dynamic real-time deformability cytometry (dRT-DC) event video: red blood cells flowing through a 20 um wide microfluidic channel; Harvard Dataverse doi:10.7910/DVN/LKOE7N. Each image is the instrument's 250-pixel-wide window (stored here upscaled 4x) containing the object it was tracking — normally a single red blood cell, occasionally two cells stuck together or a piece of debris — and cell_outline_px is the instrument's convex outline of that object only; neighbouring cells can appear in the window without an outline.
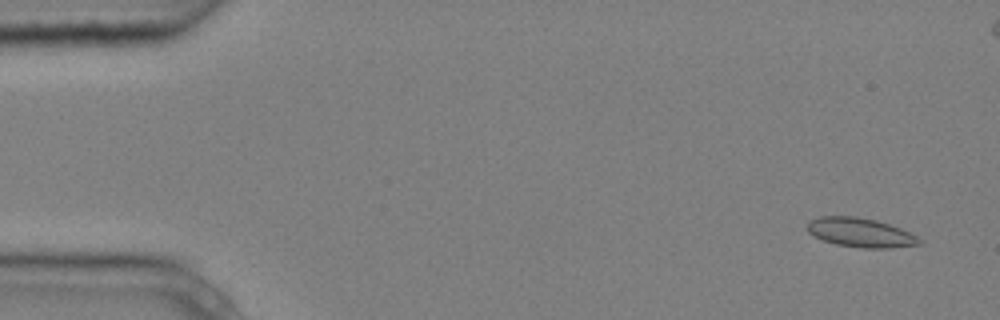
{"species": "common noctule bat (a hibernating species)", "species_latin": "Nyctalus noctula", "temperature_condition": "cold", "stored_images_in_passage": 5, "camera_frame_rate_fps": 3000, "um_per_image_px": 0.085, "animal": {"sex": "male", "body_mass_g": 20.4}, "frame": {"image": 1, "passage_image": 1, "time_ms": 0.0, "image_size_px": [1000, 320], "cell_outline_px": [[924, 240], [920, 244], [892, 248], [864, 248], [836, 244], [824, 240], [808, 232], [808, 220], [820, 216], [856, 216], [876, 220], [900, 228]], "centroid_in_image_um": [73.15, 19.76], "position_along_channel_um": 11.8, "area_um2": 18.96}}